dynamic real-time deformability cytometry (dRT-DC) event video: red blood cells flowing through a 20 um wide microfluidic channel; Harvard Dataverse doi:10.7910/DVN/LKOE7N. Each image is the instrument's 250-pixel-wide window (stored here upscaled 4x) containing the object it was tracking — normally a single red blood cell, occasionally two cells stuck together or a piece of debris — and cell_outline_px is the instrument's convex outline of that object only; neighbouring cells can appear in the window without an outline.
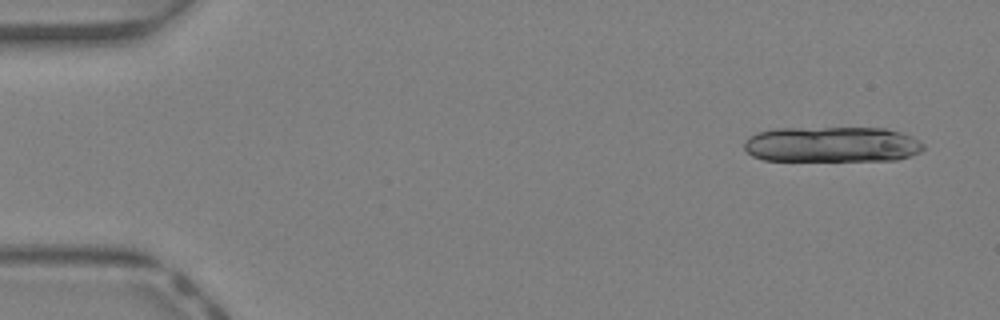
{"species": "Egyptian fruit bat (a non-hibernating species)", "species_latin": "Rousettus aegyptiacus", "temperature_condition": "warm", "stored_images_in_passage": 18, "camera_frame_rate_fps": 3000, "um_per_image_px": 0.085, "animal": {"sex": "female"}, "frame": {"image": 1, "passage_image": 3, "time_ms": 0.667, "image_size_px": [1000, 320], "cell_outline_px": [[924, 148], [920, 152], [896, 160], [764, 160], [752, 156], [744, 148], [744, 140], [748, 136], [756, 132], [776, 128], [884, 128], [900, 132], [912, 136], [924, 144]], "centroid_in_image_um": [70.68, 12.27], "position_along_channel_um": 14.3, "area_um2": 37.28}}